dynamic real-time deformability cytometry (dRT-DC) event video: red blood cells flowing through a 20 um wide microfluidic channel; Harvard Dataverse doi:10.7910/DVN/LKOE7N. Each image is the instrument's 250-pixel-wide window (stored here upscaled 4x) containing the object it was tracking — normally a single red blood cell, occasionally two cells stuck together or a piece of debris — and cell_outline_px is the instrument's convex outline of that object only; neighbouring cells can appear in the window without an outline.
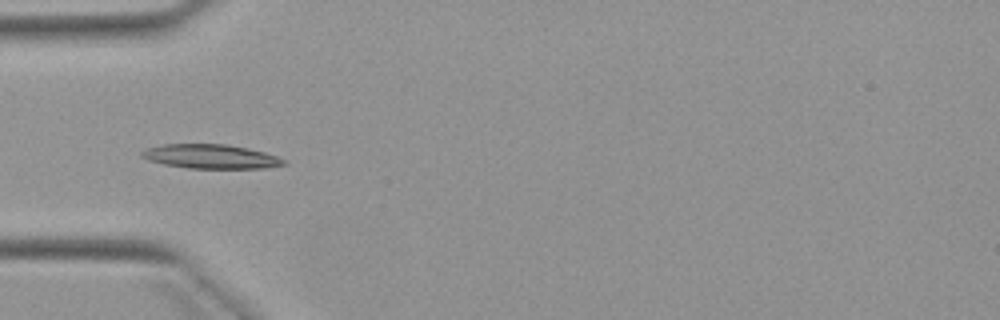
{"species": "Egyptian fruit bat (a non-hibernating species)", "species_latin": "Rousettus aegyptiacus", "temperature_condition": "warm", "stored_images_in_passage": 6, "camera_frame_rate_fps": 3000, "um_per_image_px": 0.085, "animal": {"sex": "female"}, "frame": {"image": 1, "passage_image": 5, "time_ms": 4.667, "image_size_px": [1000, 320], "cell_outline_px": [[288, 164], [264, 168], [188, 168], [164, 164], [148, 160], [140, 156], [140, 152], [148, 148], [164, 144], [224, 144], [248, 148], [264, 152], [276, 156], [284, 160]], "centroid_in_image_um": [17.9, 13.3], "position_along_channel_um": 67.1, "area_um2": 19.88}}
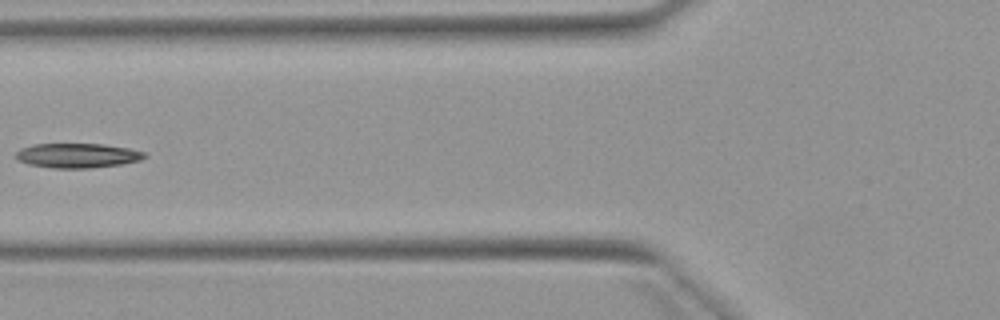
{"frame": {"image": 2, "passage_image": 6, "time_ms": 6.0, "image_size_px": [1000, 320], "cell_outline_px": [[148, 156], [140, 160], [120, 164], [88, 168], [52, 168], [28, 164], [16, 160], [16, 152], [20, 148], [32, 144], [104, 144], [128, 148], [144, 152]], "centroid_in_image_um": [6.54, 13.22], "position_along_channel_um": 119.3, "area_um2": 18.44}}